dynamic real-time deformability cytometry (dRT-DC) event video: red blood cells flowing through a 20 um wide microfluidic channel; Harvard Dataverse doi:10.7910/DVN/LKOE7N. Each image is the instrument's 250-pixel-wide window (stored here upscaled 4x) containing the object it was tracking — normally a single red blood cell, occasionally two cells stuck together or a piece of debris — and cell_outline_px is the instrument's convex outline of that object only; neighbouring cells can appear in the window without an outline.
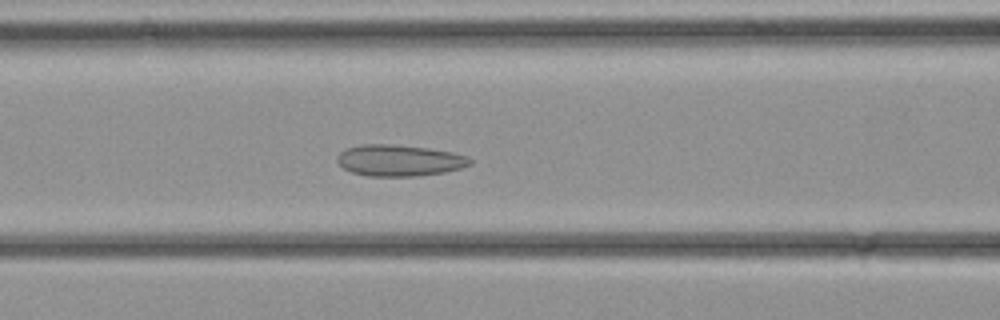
{"species": "common noctule bat (a hibernating species)", "species_latin": "Nyctalus noctula", "temperature_condition": "cold", "stored_images_in_passage": 35, "camera_frame_rate_fps": 3000, "um_per_image_px": 0.085, "animal": {"sex": "female", "body_mass_g": 21.9}, "frame": {"image": 1, "passage_image": 15, "time_ms": 4.667, "image_size_px": [1000, 320], "cell_outline_px": [[472, 164], [460, 168], [444, 172], [416, 176], [368, 176], [352, 172], [344, 168], [336, 160], [336, 156], [344, 148], [360, 144], [392, 144], [428, 148], [452, 152], [468, 156], [472, 160]], "centroid_in_image_um": [33.92, 13.62], "position_along_channel_um": 132.7, "area_um2": 24.39}}
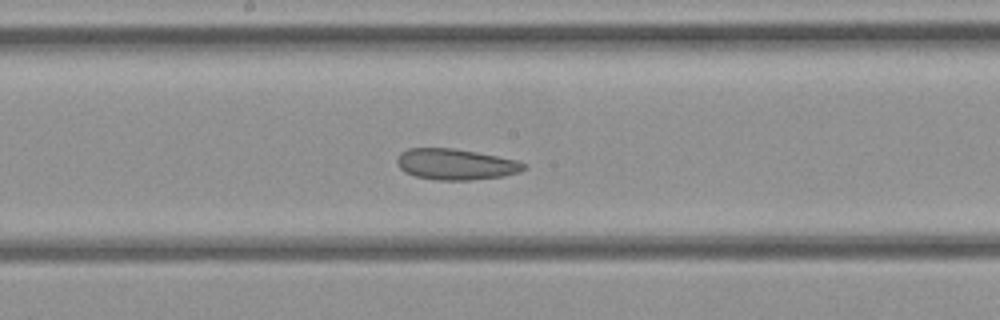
{"frame": {"image": 2, "passage_image": 19, "time_ms": 6.0, "image_size_px": [1000, 320], "cell_outline_px": [[528, 168], [520, 172], [504, 176], [468, 180], [436, 180], [416, 176], [404, 172], [396, 164], [396, 160], [400, 152], [408, 148], [452, 148], [476, 152], [516, 160], [528, 164]], "centroid_in_image_um": [38.74, 13.96], "position_along_channel_um": 209.5, "area_um2": 23.0}}
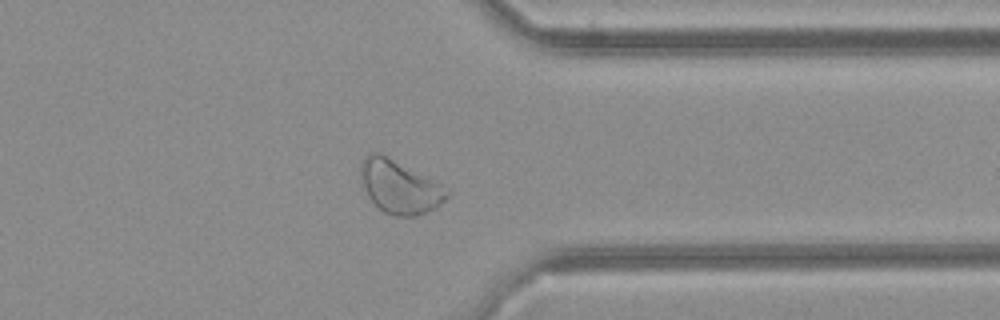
{"frame": {"image": 3, "passage_image": 28, "time_ms": 9.0, "image_size_px": [1000, 320], "cell_outline_px": [[452, 192], [436, 208], [416, 216], [396, 216], [384, 212], [368, 196], [360, 172], [360, 164], [364, 156], [368, 152], [380, 152], [388, 156], [440, 184]], "centroid_in_image_um": [33.96, 15.87], "position_along_channel_um": 377.4, "area_um2": 26.41}}